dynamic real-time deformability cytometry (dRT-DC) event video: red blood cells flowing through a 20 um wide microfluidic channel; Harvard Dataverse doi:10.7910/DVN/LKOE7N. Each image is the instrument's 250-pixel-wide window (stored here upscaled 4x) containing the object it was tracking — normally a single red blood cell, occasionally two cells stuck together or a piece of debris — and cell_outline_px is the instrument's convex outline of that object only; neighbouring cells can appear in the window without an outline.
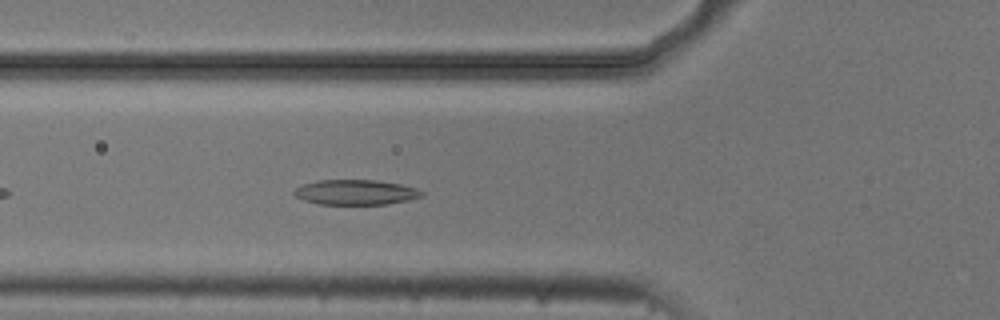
{"species": "common noctule bat (a hibernating species)", "species_latin": "Nyctalus noctula", "temperature_condition": "cold", "stored_images_in_passage": 42, "camera_frame_rate_fps": 3000, "um_per_image_px": 0.085, "animal": {"sex": "male", "body_mass_g": 20.5, "forearm_length_mm": 52.5}, "frame": {"image": 1, "passage_image": 7, "time_ms": 2.0, "image_size_px": [1000, 320], "cell_outline_px": [[424, 196], [408, 200], [388, 204], [320, 204], [304, 200], [296, 196], [292, 192], [296, 188], [304, 184], [316, 180], [376, 180], [400, 184], [416, 188], [424, 192]], "centroid_in_image_um": [30.25, 16.34], "position_along_channel_um": 95.5, "area_um2": 18.61}}
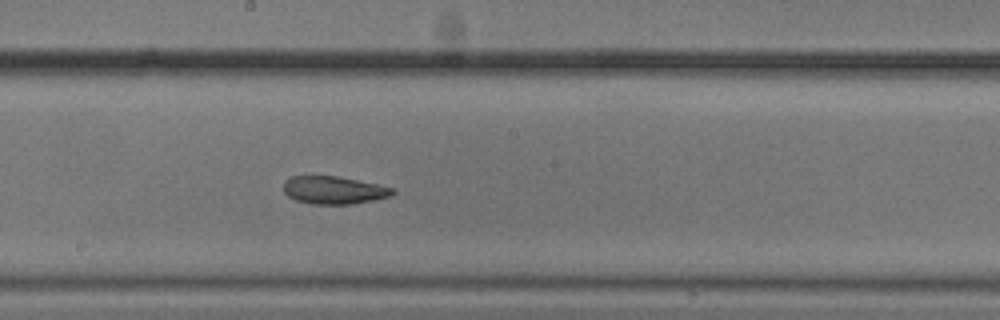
{"frame": {"image": 2, "passage_image": 17, "time_ms": 5.333, "image_size_px": [1000, 320], "cell_outline_px": [[396, 192], [392, 196], [352, 204], [312, 204], [296, 200], [288, 196], [284, 192], [284, 180], [292, 176], [340, 176], [396, 188]], "centroid_in_image_um": [28.41, 16.15], "position_along_channel_um": 219.8, "area_um2": 17.8}}
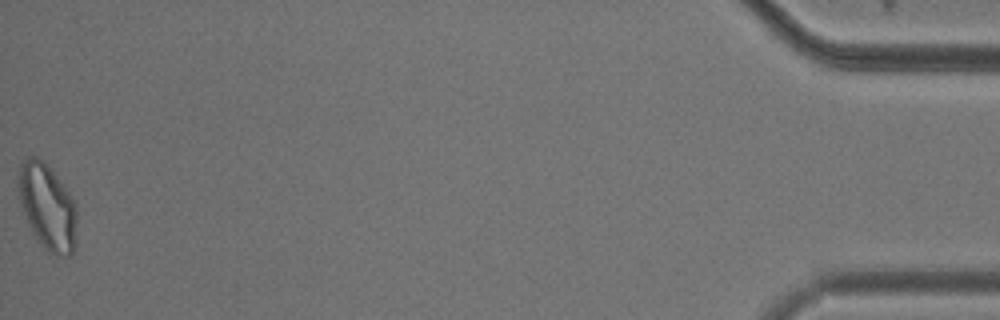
{"frame": {"image": 3, "passage_image": 42, "time_ms": 13.667, "image_size_px": [1000, 320], "cell_outline_px": [[76, 244], [72, 256], [56, 256], [48, 252], [36, 240], [28, 224], [20, 204], [16, 176], [20, 160], [24, 156], [36, 156], [44, 160], [48, 164], [68, 192], [76, 204]], "centroid_in_image_um": [4.0, 17.55], "position_along_channel_um": 431.2, "area_um2": 30.17}, "authors_computed_cell_mechanics": {"area_um2": 18.4671, "velocity_mm_per_s": 3.7073, "shape_relaxation_time_tau1_ms": 3.4937, "shape_relaxation_time_tau2_ms": 2.72, "deformation_change_tau1": 0.1135, "deformation_change_tau2": 0.0908}}